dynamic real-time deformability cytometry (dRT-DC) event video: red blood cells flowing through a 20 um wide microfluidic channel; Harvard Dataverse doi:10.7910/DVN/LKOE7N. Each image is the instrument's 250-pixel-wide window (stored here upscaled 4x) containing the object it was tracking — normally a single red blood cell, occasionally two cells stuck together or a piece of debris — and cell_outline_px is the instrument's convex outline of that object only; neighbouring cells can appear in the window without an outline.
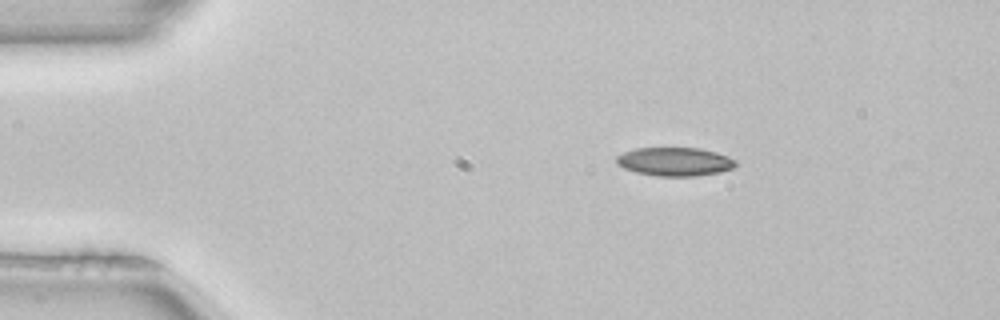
{"species": "common noctule bat (a hibernating species)", "species_latin": "Nyctalus noctula", "temperature_condition": "room temperature", "stored_images_in_passage": 4, "camera_frame_rate_fps": 3000, "um_per_image_px": 0.085, "animal": {"sex": "female", "body_mass_g": 22.7, "forearm_length_mm": 54.2}, "frame": {"image": 1, "passage_image": 4, "time_ms": 1.0, "image_size_px": [1000, 320], "cell_outline_px": [[736, 164], [732, 168], [720, 172], [696, 176], [656, 176], [636, 172], [624, 168], [616, 164], [616, 156], [624, 152], [636, 148], [700, 148], [716, 152], [728, 156], [736, 160]], "centroid_in_image_um": [57.35, 13.74], "position_along_channel_um": 27.7, "area_um2": 19.88}}